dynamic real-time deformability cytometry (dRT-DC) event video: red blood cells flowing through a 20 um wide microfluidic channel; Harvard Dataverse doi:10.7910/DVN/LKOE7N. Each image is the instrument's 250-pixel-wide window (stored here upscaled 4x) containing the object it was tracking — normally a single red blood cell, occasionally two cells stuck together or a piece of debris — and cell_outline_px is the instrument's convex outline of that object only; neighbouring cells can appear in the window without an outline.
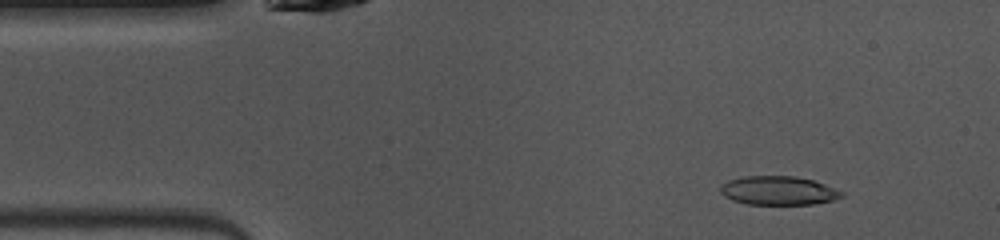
{"species": "common noctule bat (a hibernating species)", "species_latin": "Nyctalus noctula", "temperature_condition": "warm", "stored_images_in_passage": 47, "camera_frame_rate_fps": 3000, "um_per_image_px": 0.085, "animal": {"sex": "female", "body_mass_g": 10.0, "forearm_length_mm": 53.1}, "frame": {"image": 1, "passage_image": 5, "time_ms": 1.333, "image_size_px": [1000, 240], "cell_outline_px": [[844, 196], [832, 200], [812, 204], [748, 204], [732, 200], [724, 196], [720, 192], [720, 188], [728, 180], [744, 176], [796, 176], [812, 180], [824, 184], [844, 192]], "centroid_in_image_um": [66.16, 16.2], "position_along_channel_um": 18.8, "area_um2": 20.23}}
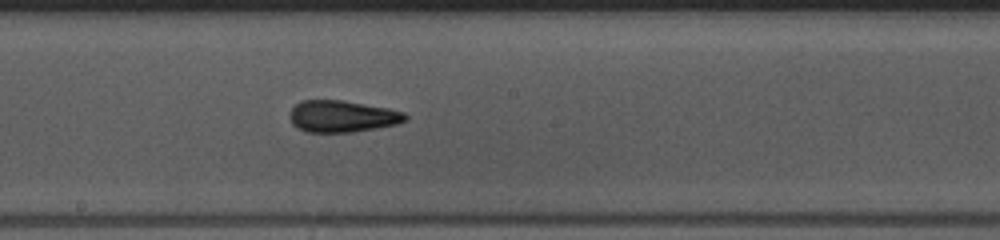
{"frame": {"image": 2, "passage_image": 24, "time_ms": 7.667, "image_size_px": [1000, 240], "cell_outline_px": [[408, 120], [396, 124], [376, 128], [352, 132], [308, 132], [296, 128], [292, 124], [288, 116], [288, 112], [300, 100], [344, 100], [388, 108], [404, 112], [408, 116]], "centroid_in_image_um": [29.06, 9.88], "position_along_channel_um": 219.1, "area_um2": 21.62}}
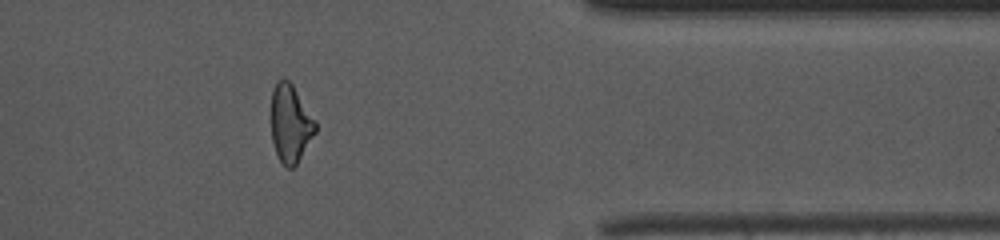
{"frame": {"image": 3, "passage_image": 38, "time_ms": 12.333, "image_size_px": [1000, 240], "cell_outline_px": [[316, 132], [296, 164], [292, 168], [288, 168], [280, 160], [276, 152], [272, 140], [272, 92], [276, 80], [288, 80], [292, 84], [316, 120]], "centroid_in_image_um": [24.7, 10.49], "position_along_channel_um": 386.7, "area_um2": 19.77}, "authors_computed_cell_mechanics": {"area_um2": 21.0392, "velocity_mm_per_s": 4.0733, "shape_relaxation_time_tau1_ms": 7.4798, "shape_relaxation_time_tau2_ms": 2.3229, "deformation_change_tau1": 0.1923, "deformation_change_tau2": 0.1111}}